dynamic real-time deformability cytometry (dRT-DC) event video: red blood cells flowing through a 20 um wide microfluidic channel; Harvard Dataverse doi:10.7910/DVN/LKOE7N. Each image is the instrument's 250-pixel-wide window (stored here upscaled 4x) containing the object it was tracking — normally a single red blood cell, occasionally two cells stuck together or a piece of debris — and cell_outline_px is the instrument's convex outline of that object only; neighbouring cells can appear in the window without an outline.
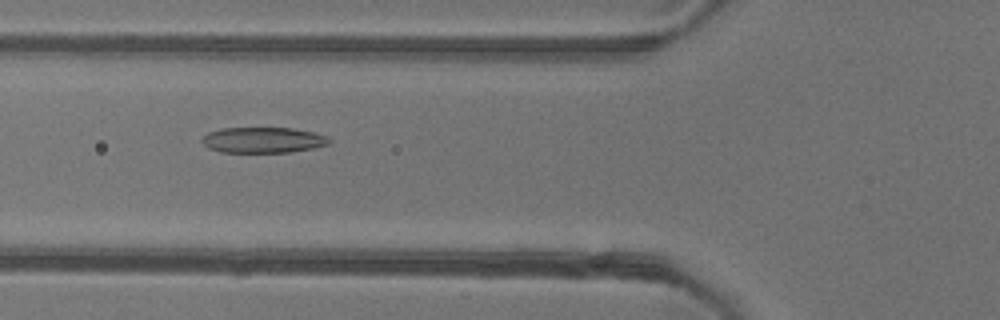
{"species": "common noctule bat (a hibernating species)", "species_latin": "Nyctalus noctula", "temperature_condition": "warm", "stored_images_in_passage": 52, "camera_frame_rate_fps": 3000, "um_per_image_px": 0.085, "animal": {"sex": "female"}, "frame": {"image": 1, "passage_image": 19, "time_ms": 6.0, "image_size_px": [1000, 320], "cell_outline_px": [[332, 140], [328, 144], [312, 148], [288, 152], [220, 152], [208, 148], [200, 140], [208, 132], [220, 128], [292, 128], [312, 132], [328, 136]], "centroid_in_image_um": [22.34, 11.9], "position_along_channel_um": 103.5, "area_um2": 19.02}}
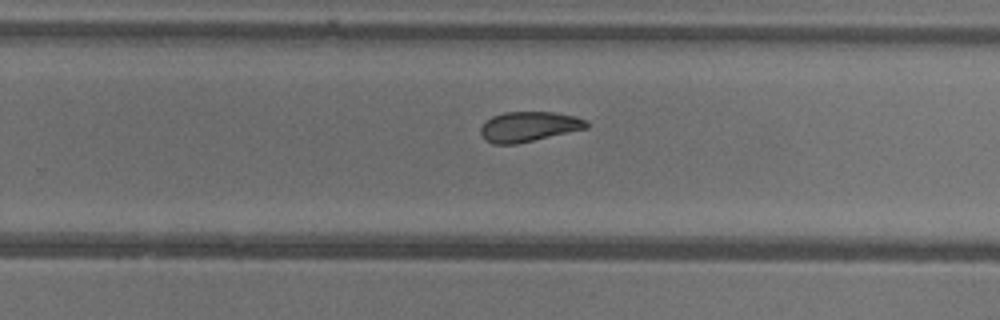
{"frame": {"image": 2, "passage_image": 33, "time_ms": 10.667, "image_size_px": [1000, 320], "cell_outline_px": [[588, 128], [516, 144], [492, 144], [484, 140], [480, 132], [480, 128], [492, 116], [504, 112], [552, 112], [576, 116], [584, 120], [588, 124]], "centroid_in_image_um": [44.92, 10.77], "position_along_channel_um": 284.9, "area_um2": 18.44}}
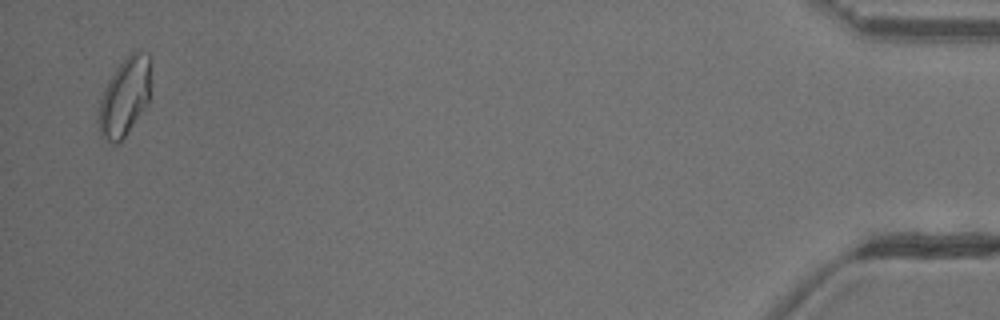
{"frame": {"image": 3, "passage_image": 51, "time_ms": 16.667, "image_size_px": [1000, 320], "cell_outline_px": [[152, 60], [148, 104], [120, 144], [112, 144], [104, 140], [100, 136], [96, 120], [96, 116], [100, 100], [104, 88], [108, 80], [116, 68], [132, 52], [148, 52]], "centroid_in_image_um": [10.58, 8.28], "position_along_channel_um": 424.6, "area_um2": 24.57}, "authors_computed_cell_mechanics": {"area_um2": 20.3456, "velocity_mm_per_s": 3.8932, "shape_relaxation_time_tau1_ms": 10.7164, "shape_relaxation_time_tau2_ms": 2.2233, "deformation_change_tau1": 0.2299, "deformation_change_tau2": 0.0732}}